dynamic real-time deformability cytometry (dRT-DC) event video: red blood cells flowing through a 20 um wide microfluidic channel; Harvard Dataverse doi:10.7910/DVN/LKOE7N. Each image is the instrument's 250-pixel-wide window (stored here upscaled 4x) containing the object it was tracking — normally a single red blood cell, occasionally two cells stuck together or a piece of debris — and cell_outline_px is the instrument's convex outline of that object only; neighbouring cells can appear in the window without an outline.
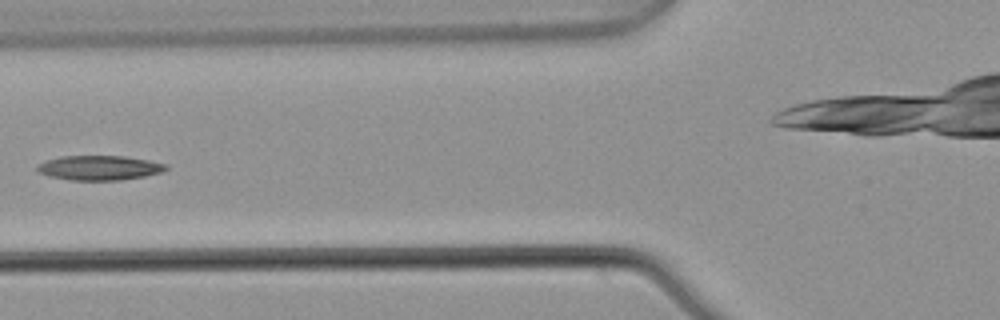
{"species": "common noctule bat (a hibernating species)", "species_latin": "Nyctalus noctula", "temperature_condition": "warm", "stored_images_in_passage": 9, "camera_frame_rate_fps": 3000, "um_per_image_px": 0.085, "animal": {"sex": "male", "body_mass_g": 21.5, "forearm_length_mm": 52.0}, "frame": {"image": 1, "passage_image": 6, "time_ms": 1.667, "image_size_px": [1000, 320], "cell_outline_px": [[168, 168], [160, 172], [144, 176], [120, 180], [68, 180], [48, 176], [36, 172], [36, 164], [44, 160], [60, 156], [124, 156], [148, 160], [168, 164]], "centroid_in_image_um": [8.37, 14.26], "position_along_channel_um": 117.4, "area_um2": 18.67}}
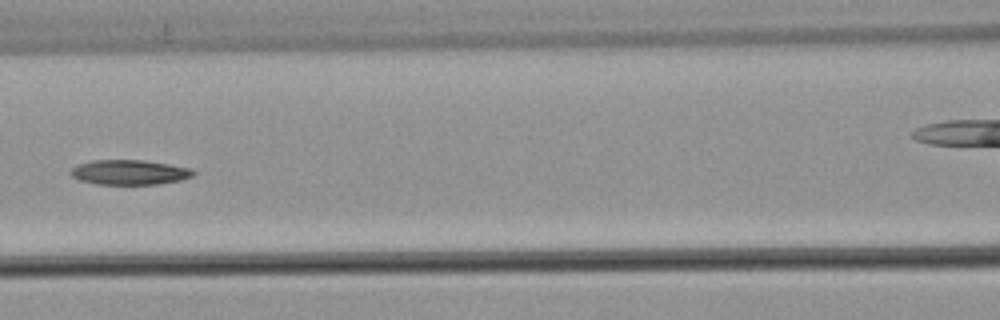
{"frame": {"image": 2, "passage_image": 7, "time_ms": 2.0, "image_size_px": [1000, 320], "cell_outline_px": [[196, 172], [192, 176], [180, 180], [156, 184], [96, 184], [80, 180], [72, 176], [68, 172], [76, 164], [92, 160], [140, 160], [168, 164], [192, 168]], "centroid_in_image_um": [10.97, 14.64], "position_along_channel_um": 155.6, "area_um2": 17.74}}